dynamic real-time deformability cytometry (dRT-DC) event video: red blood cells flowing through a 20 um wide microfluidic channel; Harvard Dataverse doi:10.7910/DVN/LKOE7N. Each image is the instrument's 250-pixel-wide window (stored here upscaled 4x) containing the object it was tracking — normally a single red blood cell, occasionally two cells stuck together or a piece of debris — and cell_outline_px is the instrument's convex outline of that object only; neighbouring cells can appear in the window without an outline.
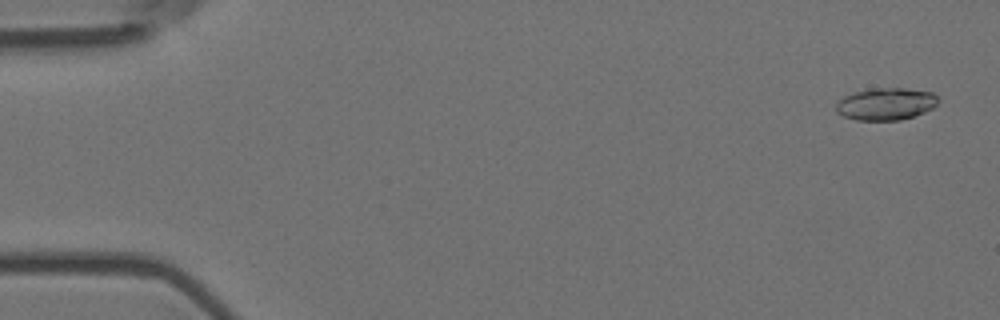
{"species": "Egyptian fruit bat (a non-hibernating species)", "species_latin": "Rousettus aegyptiacus", "temperature_condition": "room temperature", "stored_images_in_passage": 2, "camera_frame_rate_fps": 3000, "um_per_image_px": 0.085, "animal": {"sex": "female"}, "frame": {"image": 1, "passage_image": 1, "time_ms": 0.0, "image_size_px": [1000, 320], "cell_outline_px": [[940, 100], [932, 108], [924, 112], [900, 120], [856, 120], [844, 116], [836, 112], [836, 100], [844, 96], [856, 92], [872, 88], [904, 88], [932, 92]], "centroid_in_image_um": [75.28, 8.83], "position_along_channel_um": 9.7, "area_um2": 19.13}}